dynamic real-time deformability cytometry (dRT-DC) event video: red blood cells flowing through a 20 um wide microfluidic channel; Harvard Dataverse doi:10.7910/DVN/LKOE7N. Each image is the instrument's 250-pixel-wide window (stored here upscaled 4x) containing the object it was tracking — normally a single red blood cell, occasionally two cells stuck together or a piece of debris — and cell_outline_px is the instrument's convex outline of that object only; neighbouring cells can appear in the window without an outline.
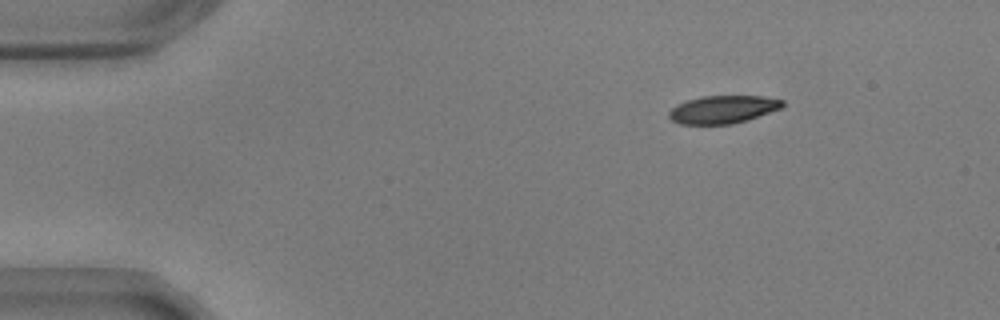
{"species": "common noctule bat (a hibernating species)", "species_latin": "Nyctalus noctula", "temperature_condition": "warm", "stored_images_in_passage": 49, "camera_frame_rate_fps": 3000, "um_per_image_px": 0.085, "animal": {"sex": "male", "body_mass_g": 17.9, "forearm_length_mm": 54.2}, "frame": {"image": 1, "passage_image": 1, "time_ms": 0.0, "image_size_px": [1000, 320], "cell_outline_px": [[784, 104], [780, 108], [748, 120], [732, 124], [680, 124], [672, 120], [668, 116], [668, 112], [676, 104], [700, 96], [764, 96], [784, 100]], "centroid_in_image_um": [61.43, 9.3], "position_along_channel_um": 23.6, "area_um2": 18.44}}
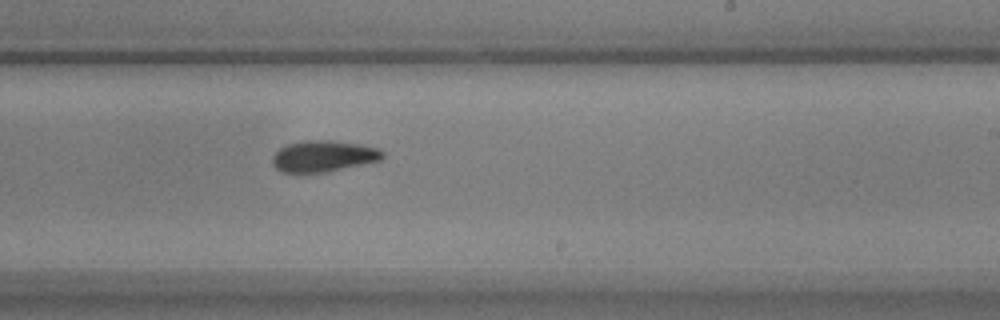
{"frame": {"image": 2, "passage_image": 27, "time_ms": 8.667, "image_size_px": [1000, 320], "cell_outline_px": [[384, 156], [380, 160], [324, 172], [300, 176], [280, 172], [272, 164], [272, 156], [280, 148], [288, 144], [304, 140], [332, 140], [360, 144], [380, 148], [384, 152]], "centroid_in_image_um": [27.43, 13.3], "position_along_channel_um": 261.6, "area_um2": 20.63}}
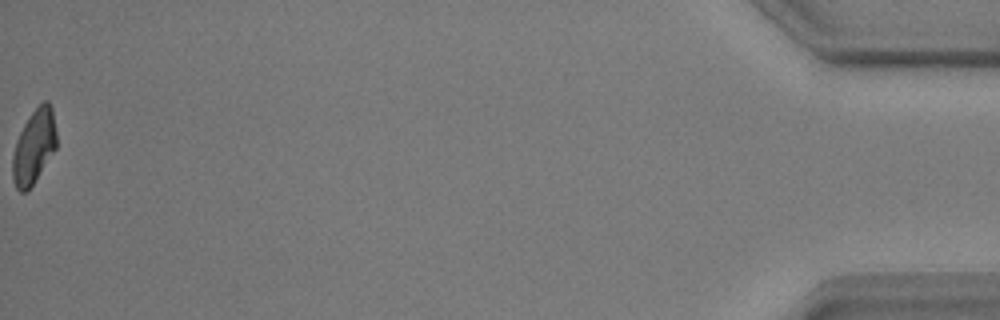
{"frame": {"image": 3, "passage_image": 49, "time_ms": 16.0, "image_size_px": [1000, 320], "cell_outline_px": [[56, 148], [32, 184], [24, 192], [20, 192], [16, 188], [12, 180], [12, 156], [16, 140], [24, 124], [32, 112], [44, 100], [48, 100], [52, 108], [56, 132]], "centroid_in_image_um": [2.87, 12.45], "position_along_channel_um": 432.3, "area_um2": 18.73}, "authors_computed_cell_mechanics": {"area_um2": 20.1144, "velocity_mm_per_s": 3.6421, "shape_relaxation_time_tau1_ms": 3.2321, "shape_relaxation_time_tau2_ms": 4.0554, "deformation_change_tau1": 0.1486, "deformation_change_tau2": 0.1043}}